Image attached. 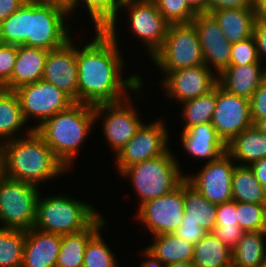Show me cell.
I'll return each instance as SVG.
<instances>
[{"label":"cell","instance_id":"cell-30","mask_svg":"<svg viewBox=\"0 0 266 267\" xmlns=\"http://www.w3.org/2000/svg\"><path fill=\"white\" fill-rule=\"evenodd\" d=\"M266 231H248L238 241L232 250V265L234 267H256L266 258Z\"/></svg>","mask_w":266,"mask_h":267},{"label":"cell","instance_id":"cell-1","mask_svg":"<svg viewBox=\"0 0 266 267\" xmlns=\"http://www.w3.org/2000/svg\"><path fill=\"white\" fill-rule=\"evenodd\" d=\"M116 32L115 28L96 30L93 41L81 49L76 47L79 103H117L130 96L128 90L139 92L143 87L136 73L123 80L125 62L118 50Z\"/></svg>","mask_w":266,"mask_h":267},{"label":"cell","instance_id":"cell-11","mask_svg":"<svg viewBox=\"0 0 266 267\" xmlns=\"http://www.w3.org/2000/svg\"><path fill=\"white\" fill-rule=\"evenodd\" d=\"M168 136L163 120L159 119L151 124L143 123L135 135L116 153L118 173L135 163L164 154L169 149Z\"/></svg>","mask_w":266,"mask_h":267},{"label":"cell","instance_id":"cell-54","mask_svg":"<svg viewBox=\"0 0 266 267\" xmlns=\"http://www.w3.org/2000/svg\"><path fill=\"white\" fill-rule=\"evenodd\" d=\"M46 1H54L66 5L70 0H46Z\"/></svg>","mask_w":266,"mask_h":267},{"label":"cell","instance_id":"cell-7","mask_svg":"<svg viewBox=\"0 0 266 267\" xmlns=\"http://www.w3.org/2000/svg\"><path fill=\"white\" fill-rule=\"evenodd\" d=\"M151 60L165 73L204 64L199 36L192 23L171 24L161 48Z\"/></svg>","mask_w":266,"mask_h":267},{"label":"cell","instance_id":"cell-50","mask_svg":"<svg viewBox=\"0 0 266 267\" xmlns=\"http://www.w3.org/2000/svg\"><path fill=\"white\" fill-rule=\"evenodd\" d=\"M195 14L206 13V0H185Z\"/></svg>","mask_w":266,"mask_h":267},{"label":"cell","instance_id":"cell-15","mask_svg":"<svg viewBox=\"0 0 266 267\" xmlns=\"http://www.w3.org/2000/svg\"><path fill=\"white\" fill-rule=\"evenodd\" d=\"M211 123L228 144L236 135L253 125L249 100L231 94L217 84V100Z\"/></svg>","mask_w":266,"mask_h":267},{"label":"cell","instance_id":"cell-21","mask_svg":"<svg viewBox=\"0 0 266 267\" xmlns=\"http://www.w3.org/2000/svg\"><path fill=\"white\" fill-rule=\"evenodd\" d=\"M48 52L42 48L18 45L11 78L1 88L14 91L20 86L42 80Z\"/></svg>","mask_w":266,"mask_h":267},{"label":"cell","instance_id":"cell-45","mask_svg":"<svg viewBox=\"0 0 266 267\" xmlns=\"http://www.w3.org/2000/svg\"><path fill=\"white\" fill-rule=\"evenodd\" d=\"M230 8H254L253 0H206V13Z\"/></svg>","mask_w":266,"mask_h":267},{"label":"cell","instance_id":"cell-19","mask_svg":"<svg viewBox=\"0 0 266 267\" xmlns=\"http://www.w3.org/2000/svg\"><path fill=\"white\" fill-rule=\"evenodd\" d=\"M60 244V234L27 230L21 267H55Z\"/></svg>","mask_w":266,"mask_h":267},{"label":"cell","instance_id":"cell-40","mask_svg":"<svg viewBox=\"0 0 266 267\" xmlns=\"http://www.w3.org/2000/svg\"><path fill=\"white\" fill-rule=\"evenodd\" d=\"M17 58V45L0 43V88L11 78Z\"/></svg>","mask_w":266,"mask_h":267},{"label":"cell","instance_id":"cell-51","mask_svg":"<svg viewBox=\"0 0 266 267\" xmlns=\"http://www.w3.org/2000/svg\"><path fill=\"white\" fill-rule=\"evenodd\" d=\"M142 254L147 260L143 261L141 267H165V265L159 259H156L146 249H144Z\"/></svg>","mask_w":266,"mask_h":267},{"label":"cell","instance_id":"cell-25","mask_svg":"<svg viewBox=\"0 0 266 267\" xmlns=\"http://www.w3.org/2000/svg\"><path fill=\"white\" fill-rule=\"evenodd\" d=\"M218 22L225 38L232 44L252 37L254 8H230L210 13Z\"/></svg>","mask_w":266,"mask_h":267},{"label":"cell","instance_id":"cell-14","mask_svg":"<svg viewBox=\"0 0 266 267\" xmlns=\"http://www.w3.org/2000/svg\"><path fill=\"white\" fill-rule=\"evenodd\" d=\"M122 7L129 9L130 26L152 57L163 45L170 24L152 0H124Z\"/></svg>","mask_w":266,"mask_h":267},{"label":"cell","instance_id":"cell-3","mask_svg":"<svg viewBox=\"0 0 266 267\" xmlns=\"http://www.w3.org/2000/svg\"><path fill=\"white\" fill-rule=\"evenodd\" d=\"M95 122L94 106L75 102L46 119L35 131L69 170Z\"/></svg>","mask_w":266,"mask_h":267},{"label":"cell","instance_id":"cell-42","mask_svg":"<svg viewBox=\"0 0 266 267\" xmlns=\"http://www.w3.org/2000/svg\"><path fill=\"white\" fill-rule=\"evenodd\" d=\"M207 233L199 224L185 220H182L179 227L174 231L176 236L183 238L193 245L197 244Z\"/></svg>","mask_w":266,"mask_h":267},{"label":"cell","instance_id":"cell-5","mask_svg":"<svg viewBox=\"0 0 266 267\" xmlns=\"http://www.w3.org/2000/svg\"><path fill=\"white\" fill-rule=\"evenodd\" d=\"M36 204L34 228L55 234H72L86 229L100 214L91 204L69 196L51 195Z\"/></svg>","mask_w":266,"mask_h":267},{"label":"cell","instance_id":"cell-17","mask_svg":"<svg viewBox=\"0 0 266 267\" xmlns=\"http://www.w3.org/2000/svg\"><path fill=\"white\" fill-rule=\"evenodd\" d=\"M163 79L166 96L184 102L197 98L213 89L218 76L204 64L168 72Z\"/></svg>","mask_w":266,"mask_h":267},{"label":"cell","instance_id":"cell-39","mask_svg":"<svg viewBox=\"0 0 266 267\" xmlns=\"http://www.w3.org/2000/svg\"><path fill=\"white\" fill-rule=\"evenodd\" d=\"M259 62L253 37L232 43L230 66H241Z\"/></svg>","mask_w":266,"mask_h":267},{"label":"cell","instance_id":"cell-32","mask_svg":"<svg viewBox=\"0 0 266 267\" xmlns=\"http://www.w3.org/2000/svg\"><path fill=\"white\" fill-rule=\"evenodd\" d=\"M231 188L234 201L266 203L263 187L249 166H235Z\"/></svg>","mask_w":266,"mask_h":267},{"label":"cell","instance_id":"cell-29","mask_svg":"<svg viewBox=\"0 0 266 267\" xmlns=\"http://www.w3.org/2000/svg\"><path fill=\"white\" fill-rule=\"evenodd\" d=\"M26 123L16 92L0 88V145L15 139Z\"/></svg>","mask_w":266,"mask_h":267},{"label":"cell","instance_id":"cell-16","mask_svg":"<svg viewBox=\"0 0 266 267\" xmlns=\"http://www.w3.org/2000/svg\"><path fill=\"white\" fill-rule=\"evenodd\" d=\"M197 30L204 65L218 76L230 66L232 44L225 38L218 22L209 13L196 14L191 22Z\"/></svg>","mask_w":266,"mask_h":267},{"label":"cell","instance_id":"cell-12","mask_svg":"<svg viewBox=\"0 0 266 267\" xmlns=\"http://www.w3.org/2000/svg\"><path fill=\"white\" fill-rule=\"evenodd\" d=\"M137 218L153 236L174 233L184 213V181L170 193L143 203Z\"/></svg>","mask_w":266,"mask_h":267},{"label":"cell","instance_id":"cell-26","mask_svg":"<svg viewBox=\"0 0 266 267\" xmlns=\"http://www.w3.org/2000/svg\"><path fill=\"white\" fill-rule=\"evenodd\" d=\"M154 243L146 250L165 266L174 262L191 261L194 245L174 233L153 236Z\"/></svg>","mask_w":266,"mask_h":267},{"label":"cell","instance_id":"cell-23","mask_svg":"<svg viewBox=\"0 0 266 267\" xmlns=\"http://www.w3.org/2000/svg\"><path fill=\"white\" fill-rule=\"evenodd\" d=\"M99 215L86 229L61 235V244L55 267H83L84 252L88 240L105 225Z\"/></svg>","mask_w":266,"mask_h":267},{"label":"cell","instance_id":"cell-13","mask_svg":"<svg viewBox=\"0 0 266 267\" xmlns=\"http://www.w3.org/2000/svg\"><path fill=\"white\" fill-rule=\"evenodd\" d=\"M235 163L226 152L218 159L206 162L198 173L185 175V180L213 204L231 201Z\"/></svg>","mask_w":266,"mask_h":267},{"label":"cell","instance_id":"cell-43","mask_svg":"<svg viewBox=\"0 0 266 267\" xmlns=\"http://www.w3.org/2000/svg\"><path fill=\"white\" fill-rule=\"evenodd\" d=\"M245 231L239 226H215L212 233L231 250L237 245Z\"/></svg>","mask_w":266,"mask_h":267},{"label":"cell","instance_id":"cell-27","mask_svg":"<svg viewBox=\"0 0 266 267\" xmlns=\"http://www.w3.org/2000/svg\"><path fill=\"white\" fill-rule=\"evenodd\" d=\"M184 207L182 220L193 221L212 232L216 226V204L205 199L193 186L184 180Z\"/></svg>","mask_w":266,"mask_h":267},{"label":"cell","instance_id":"cell-47","mask_svg":"<svg viewBox=\"0 0 266 267\" xmlns=\"http://www.w3.org/2000/svg\"><path fill=\"white\" fill-rule=\"evenodd\" d=\"M27 0H0V23L16 12Z\"/></svg>","mask_w":266,"mask_h":267},{"label":"cell","instance_id":"cell-22","mask_svg":"<svg viewBox=\"0 0 266 267\" xmlns=\"http://www.w3.org/2000/svg\"><path fill=\"white\" fill-rule=\"evenodd\" d=\"M255 64L228 66L218 75V85L227 92L250 99L266 76V68Z\"/></svg>","mask_w":266,"mask_h":267},{"label":"cell","instance_id":"cell-6","mask_svg":"<svg viewBox=\"0 0 266 267\" xmlns=\"http://www.w3.org/2000/svg\"><path fill=\"white\" fill-rule=\"evenodd\" d=\"M68 16L64 4L28 0V47L50 51L63 46L71 37V27L65 24Z\"/></svg>","mask_w":266,"mask_h":267},{"label":"cell","instance_id":"cell-48","mask_svg":"<svg viewBox=\"0 0 266 267\" xmlns=\"http://www.w3.org/2000/svg\"><path fill=\"white\" fill-rule=\"evenodd\" d=\"M249 167L253 170L266 195V158H262L254 162Z\"/></svg>","mask_w":266,"mask_h":267},{"label":"cell","instance_id":"cell-33","mask_svg":"<svg viewBox=\"0 0 266 267\" xmlns=\"http://www.w3.org/2000/svg\"><path fill=\"white\" fill-rule=\"evenodd\" d=\"M216 100L217 85L202 96L182 102V120L185 122L183 131L195 125L210 123L215 110Z\"/></svg>","mask_w":266,"mask_h":267},{"label":"cell","instance_id":"cell-35","mask_svg":"<svg viewBox=\"0 0 266 267\" xmlns=\"http://www.w3.org/2000/svg\"><path fill=\"white\" fill-rule=\"evenodd\" d=\"M26 231L0 227V267H21Z\"/></svg>","mask_w":266,"mask_h":267},{"label":"cell","instance_id":"cell-44","mask_svg":"<svg viewBox=\"0 0 266 267\" xmlns=\"http://www.w3.org/2000/svg\"><path fill=\"white\" fill-rule=\"evenodd\" d=\"M236 201L216 205V226H237Z\"/></svg>","mask_w":266,"mask_h":267},{"label":"cell","instance_id":"cell-31","mask_svg":"<svg viewBox=\"0 0 266 267\" xmlns=\"http://www.w3.org/2000/svg\"><path fill=\"white\" fill-rule=\"evenodd\" d=\"M124 0H70L66 5L68 15L75 12L79 3L85 5L88 15H90L95 30H105L106 28H116L118 10ZM84 2V4H83Z\"/></svg>","mask_w":266,"mask_h":267},{"label":"cell","instance_id":"cell-55","mask_svg":"<svg viewBox=\"0 0 266 267\" xmlns=\"http://www.w3.org/2000/svg\"><path fill=\"white\" fill-rule=\"evenodd\" d=\"M256 267H266V258H264Z\"/></svg>","mask_w":266,"mask_h":267},{"label":"cell","instance_id":"cell-20","mask_svg":"<svg viewBox=\"0 0 266 267\" xmlns=\"http://www.w3.org/2000/svg\"><path fill=\"white\" fill-rule=\"evenodd\" d=\"M181 134L183 148L195 159H208L206 162H210L227 152V144L211 122L190 127Z\"/></svg>","mask_w":266,"mask_h":267},{"label":"cell","instance_id":"cell-37","mask_svg":"<svg viewBox=\"0 0 266 267\" xmlns=\"http://www.w3.org/2000/svg\"><path fill=\"white\" fill-rule=\"evenodd\" d=\"M238 225L245 231H266V203L236 201Z\"/></svg>","mask_w":266,"mask_h":267},{"label":"cell","instance_id":"cell-52","mask_svg":"<svg viewBox=\"0 0 266 267\" xmlns=\"http://www.w3.org/2000/svg\"><path fill=\"white\" fill-rule=\"evenodd\" d=\"M253 126H255L260 132L266 134V118L256 120L253 123Z\"/></svg>","mask_w":266,"mask_h":267},{"label":"cell","instance_id":"cell-18","mask_svg":"<svg viewBox=\"0 0 266 267\" xmlns=\"http://www.w3.org/2000/svg\"><path fill=\"white\" fill-rule=\"evenodd\" d=\"M74 44L70 39L63 46L48 52L43 80L52 83L74 102H78V66Z\"/></svg>","mask_w":266,"mask_h":267},{"label":"cell","instance_id":"cell-10","mask_svg":"<svg viewBox=\"0 0 266 267\" xmlns=\"http://www.w3.org/2000/svg\"><path fill=\"white\" fill-rule=\"evenodd\" d=\"M130 98L131 96L117 103H102L94 106L95 119L98 121L103 117L101 121L103 133L115 155L143 124Z\"/></svg>","mask_w":266,"mask_h":267},{"label":"cell","instance_id":"cell-38","mask_svg":"<svg viewBox=\"0 0 266 267\" xmlns=\"http://www.w3.org/2000/svg\"><path fill=\"white\" fill-rule=\"evenodd\" d=\"M165 20L171 24L191 23L196 14L185 0H152Z\"/></svg>","mask_w":266,"mask_h":267},{"label":"cell","instance_id":"cell-46","mask_svg":"<svg viewBox=\"0 0 266 267\" xmlns=\"http://www.w3.org/2000/svg\"><path fill=\"white\" fill-rule=\"evenodd\" d=\"M252 37L255 41L259 61L262 63V55L266 56V24L255 23Z\"/></svg>","mask_w":266,"mask_h":267},{"label":"cell","instance_id":"cell-49","mask_svg":"<svg viewBox=\"0 0 266 267\" xmlns=\"http://www.w3.org/2000/svg\"><path fill=\"white\" fill-rule=\"evenodd\" d=\"M255 23L266 24V0H253Z\"/></svg>","mask_w":266,"mask_h":267},{"label":"cell","instance_id":"cell-41","mask_svg":"<svg viewBox=\"0 0 266 267\" xmlns=\"http://www.w3.org/2000/svg\"><path fill=\"white\" fill-rule=\"evenodd\" d=\"M249 105L251 120L253 123L256 120L266 118V76L249 99Z\"/></svg>","mask_w":266,"mask_h":267},{"label":"cell","instance_id":"cell-36","mask_svg":"<svg viewBox=\"0 0 266 267\" xmlns=\"http://www.w3.org/2000/svg\"><path fill=\"white\" fill-rule=\"evenodd\" d=\"M99 229L89 240L84 252L83 267H118L115 255L101 237Z\"/></svg>","mask_w":266,"mask_h":267},{"label":"cell","instance_id":"cell-9","mask_svg":"<svg viewBox=\"0 0 266 267\" xmlns=\"http://www.w3.org/2000/svg\"><path fill=\"white\" fill-rule=\"evenodd\" d=\"M14 91L19 98L25 121L28 123L27 120L31 117L40 120L37 125L32 126L34 130L38 124L41 125L46 119L75 103L63 90L43 79L20 86Z\"/></svg>","mask_w":266,"mask_h":267},{"label":"cell","instance_id":"cell-24","mask_svg":"<svg viewBox=\"0 0 266 267\" xmlns=\"http://www.w3.org/2000/svg\"><path fill=\"white\" fill-rule=\"evenodd\" d=\"M227 153L233 160L238 161L240 166H250L266 158V134L251 125L227 144Z\"/></svg>","mask_w":266,"mask_h":267},{"label":"cell","instance_id":"cell-4","mask_svg":"<svg viewBox=\"0 0 266 267\" xmlns=\"http://www.w3.org/2000/svg\"><path fill=\"white\" fill-rule=\"evenodd\" d=\"M170 148L162 155L135 163L125 168L119 175L129 177L136 194L139 207L150 200L162 197L173 191L184 180L179 162Z\"/></svg>","mask_w":266,"mask_h":267},{"label":"cell","instance_id":"cell-8","mask_svg":"<svg viewBox=\"0 0 266 267\" xmlns=\"http://www.w3.org/2000/svg\"><path fill=\"white\" fill-rule=\"evenodd\" d=\"M39 188L0 172V222L3 228L27 231L34 227Z\"/></svg>","mask_w":266,"mask_h":267},{"label":"cell","instance_id":"cell-2","mask_svg":"<svg viewBox=\"0 0 266 267\" xmlns=\"http://www.w3.org/2000/svg\"><path fill=\"white\" fill-rule=\"evenodd\" d=\"M26 136V137H25ZM44 139L31 127L17 138L0 145V172L4 175L33 184L47 182L67 172Z\"/></svg>","mask_w":266,"mask_h":267},{"label":"cell","instance_id":"cell-34","mask_svg":"<svg viewBox=\"0 0 266 267\" xmlns=\"http://www.w3.org/2000/svg\"><path fill=\"white\" fill-rule=\"evenodd\" d=\"M0 43L28 47V0L0 23Z\"/></svg>","mask_w":266,"mask_h":267},{"label":"cell","instance_id":"cell-28","mask_svg":"<svg viewBox=\"0 0 266 267\" xmlns=\"http://www.w3.org/2000/svg\"><path fill=\"white\" fill-rule=\"evenodd\" d=\"M191 262L195 267H230L232 266V250L212 232H208L194 245Z\"/></svg>","mask_w":266,"mask_h":267},{"label":"cell","instance_id":"cell-53","mask_svg":"<svg viewBox=\"0 0 266 267\" xmlns=\"http://www.w3.org/2000/svg\"><path fill=\"white\" fill-rule=\"evenodd\" d=\"M165 267H195L191 261L174 262L166 265Z\"/></svg>","mask_w":266,"mask_h":267}]
</instances>
